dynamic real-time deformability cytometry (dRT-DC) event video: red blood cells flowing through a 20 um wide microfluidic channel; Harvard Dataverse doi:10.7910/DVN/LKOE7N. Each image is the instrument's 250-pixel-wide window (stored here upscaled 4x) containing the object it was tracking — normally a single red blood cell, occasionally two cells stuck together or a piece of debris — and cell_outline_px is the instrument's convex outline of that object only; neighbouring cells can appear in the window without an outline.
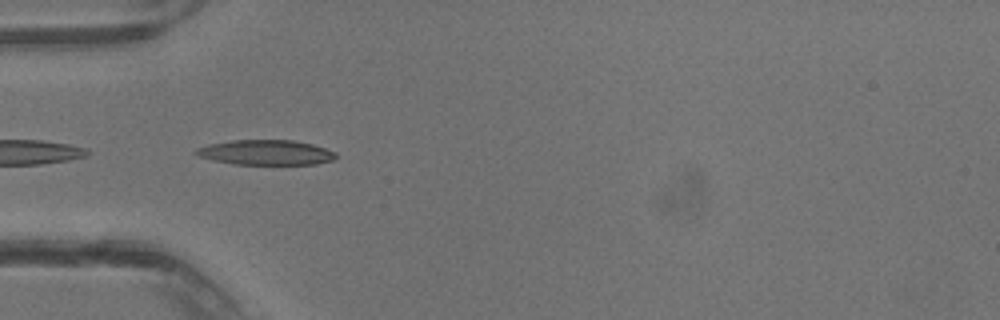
{"species": "common noctule bat (a hibernating species)", "species_latin": "Nyctalus noctula", "temperature_condition": "warm", "stored_images_in_passage": 15, "camera_frame_rate_fps": 3000, "um_per_image_px": 0.085, "animal": {"sex": "male", "body_mass_g": 13.3}, "frame": {"image": 1, "passage_image": 5, "time_ms": 1.333, "image_size_px": [1000, 320], "cell_outline_px": [[336, 156], [332, 160], [316, 164], [236, 164], [212, 160], [200, 156], [192, 152], [196, 148], [208, 144], [232, 140], [292, 140], [312, 144], [336, 152]], "centroid_in_image_um": [22.57, 12.95], "position_along_channel_um": 62.4, "area_um2": 20.29}}